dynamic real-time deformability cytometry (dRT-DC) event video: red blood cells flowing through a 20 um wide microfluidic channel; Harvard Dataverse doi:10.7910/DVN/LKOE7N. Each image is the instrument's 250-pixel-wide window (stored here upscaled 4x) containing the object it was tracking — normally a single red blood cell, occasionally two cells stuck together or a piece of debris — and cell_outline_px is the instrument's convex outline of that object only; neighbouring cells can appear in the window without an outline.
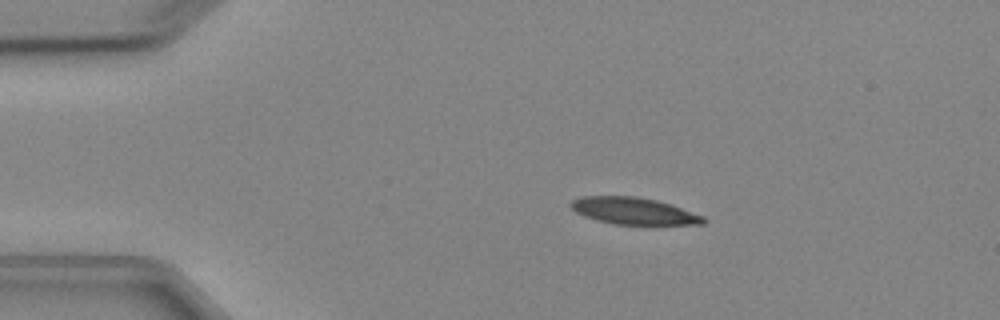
{"species": "Egyptian fruit bat (a non-hibernating species)", "species_latin": "Rousettus aegyptiacus", "temperature_condition": "cold", "stored_images_in_passage": 3, "camera_frame_rate_fps": 3000, "um_per_image_px": 0.085, "animal": {"sex": "female"}, "frame": {"image": 1, "passage_image": 1, "time_ms": 0.0, "image_size_px": [1000, 320], "cell_outline_px": [[708, 220], [704, 224], [652, 228], [616, 224], [596, 220], [584, 216], [576, 212], [568, 204], [572, 200], [580, 196], [636, 196], [656, 200], [704, 216]], "centroid_in_image_um": [53.95, 18.0], "position_along_channel_um": 31.1, "area_um2": 21.85}}
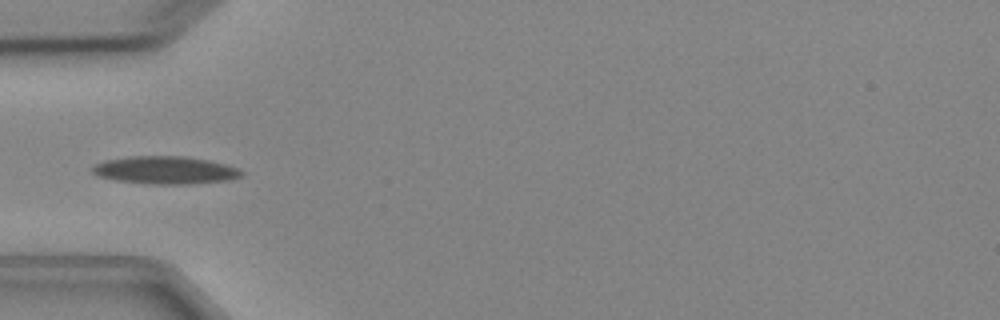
{"frame": {"image": 2, "passage_image": 3, "time_ms": 2.333, "image_size_px": [1000, 320], "cell_outline_px": [[244, 176], [228, 180], [192, 184], [152, 184], [116, 180], [96, 176], [92, 172], [92, 164], [104, 160], [128, 156], [184, 156], [208, 160], [240, 168], [244, 172]], "centroid_in_image_um": [14.04, 14.46], "position_along_channel_um": 71.0, "area_um2": 24.39}}